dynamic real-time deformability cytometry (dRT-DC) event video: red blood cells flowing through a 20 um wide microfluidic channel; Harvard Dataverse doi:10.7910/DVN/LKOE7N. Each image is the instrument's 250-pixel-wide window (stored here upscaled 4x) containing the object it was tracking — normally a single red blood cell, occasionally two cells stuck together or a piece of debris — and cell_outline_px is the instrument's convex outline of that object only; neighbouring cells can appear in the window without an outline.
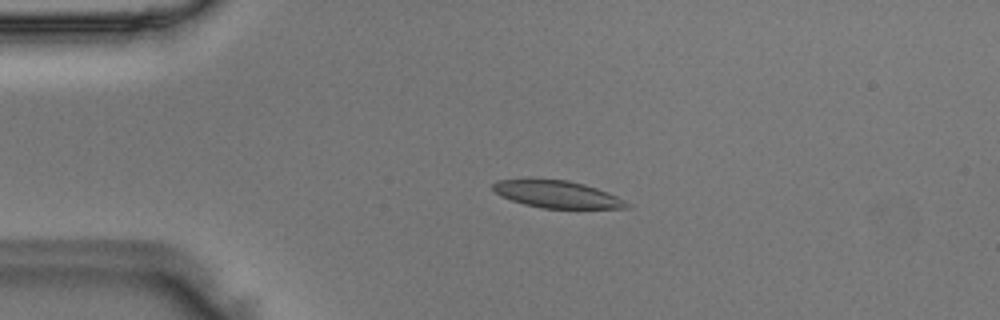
{"species": "Egyptian fruit bat (a non-hibernating species)", "species_latin": "Rousettus aegyptiacus", "temperature_condition": "room temperature", "stored_images_in_passage": 50, "camera_frame_rate_fps": 3000, "um_per_image_px": 0.085, "animal": {"sex": "male"}, "frame": {"image": 1, "passage_image": 11, "time_ms": 3.333, "image_size_px": [1000, 320], "cell_outline_px": [[628, 208], [540, 208], [524, 204], [500, 196], [492, 188], [492, 184], [496, 180], [568, 180], [584, 184], [608, 192], [624, 200], [628, 204]], "centroid_in_image_um": [47.34, 16.52], "position_along_channel_um": 37.7, "area_um2": 20.81}}
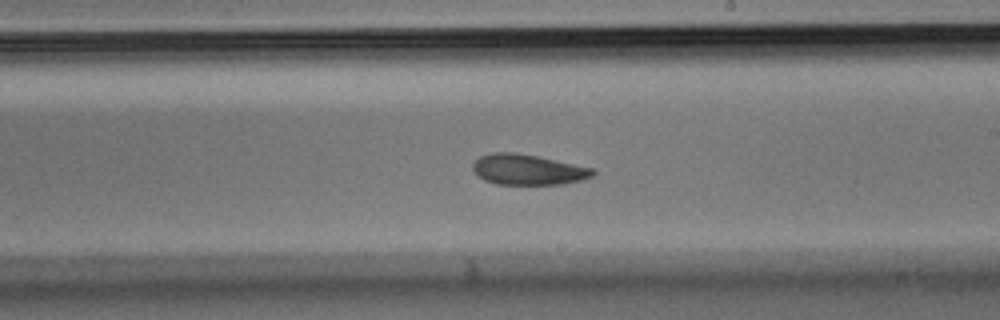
{"frame": {"image": 2, "passage_image": 29, "time_ms": 9.333, "image_size_px": [1000, 320], "cell_outline_px": [[596, 172], [592, 176], [580, 180], [564, 184], [496, 184], [484, 180], [472, 168], [472, 164], [480, 156], [492, 152], [516, 152], [596, 168]], "centroid_in_image_um": [44.9, 14.41], "position_along_channel_um": 244.1, "area_um2": 21.33}}
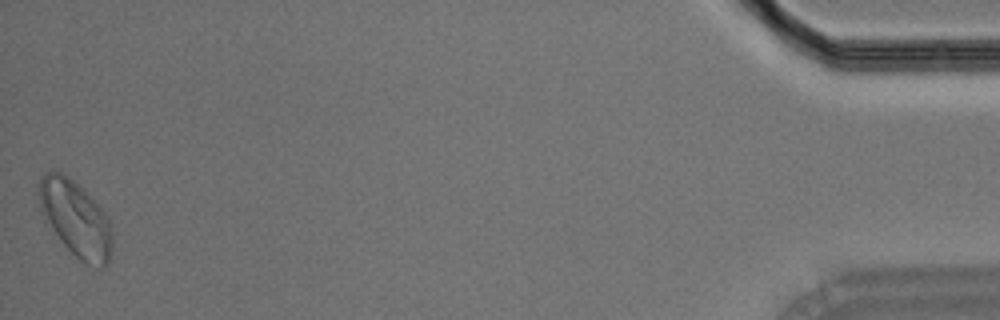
{"frame": {"image": 3, "passage_image": 50, "time_ms": 16.333, "image_size_px": [1000, 320], "cell_outline_px": [[112, 244], [108, 264], [104, 268], [100, 268], [88, 264], [80, 260], [64, 244], [44, 220], [40, 212], [36, 192], [36, 184], [44, 172], [60, 172], [72, 180], [104, 212], [112, 228]], "centroid_in_image_um": [6.37, 18.59], "position_along_channel_um": 428.8, "area_um2": 32.25}}